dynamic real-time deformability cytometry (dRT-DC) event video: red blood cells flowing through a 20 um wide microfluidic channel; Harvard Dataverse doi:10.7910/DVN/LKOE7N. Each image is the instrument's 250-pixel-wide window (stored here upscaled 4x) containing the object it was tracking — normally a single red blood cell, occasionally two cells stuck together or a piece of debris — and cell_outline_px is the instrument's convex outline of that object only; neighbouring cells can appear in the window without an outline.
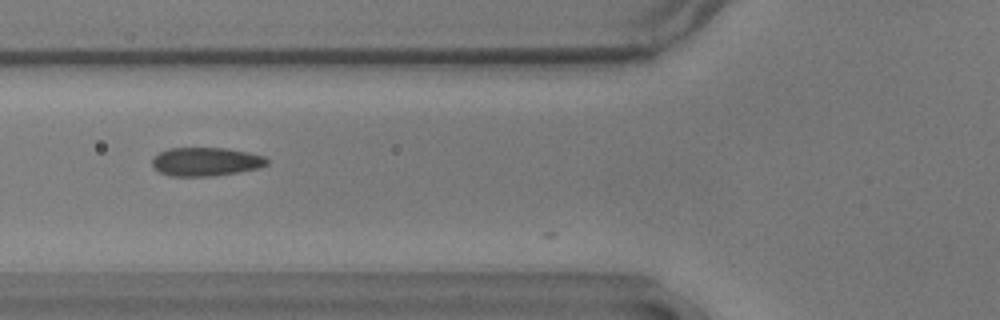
{"species": "common noctule bat (a hibernating species)", "species_latin": "Nyctalus noctula", "temperature_condition": "warm", "stored_images_in_passage": 6, "camera_frame_rate_fps": 3000, "um_per_image_px": 0.085, "animal": {"sex": "male", "body_mass_g": 17.9}, "frame": {"image": 1, "passage_image": 3, "time_ms": 0.667, "image_size_px": [1000, 320], "cell_outline_px": [[268, 164], [260, 168], [236, 172], [208, 176], [172, 176], [160, 172], [152, 164], [152, 160], [160, 152], [168, 148], [228, 148], [248, 152], [264, 156], [268, 160]], "centroid_in_image_um": [17.52, 13.73], "position_along_channel_um": 108.3, "area_um2": 18.96}}